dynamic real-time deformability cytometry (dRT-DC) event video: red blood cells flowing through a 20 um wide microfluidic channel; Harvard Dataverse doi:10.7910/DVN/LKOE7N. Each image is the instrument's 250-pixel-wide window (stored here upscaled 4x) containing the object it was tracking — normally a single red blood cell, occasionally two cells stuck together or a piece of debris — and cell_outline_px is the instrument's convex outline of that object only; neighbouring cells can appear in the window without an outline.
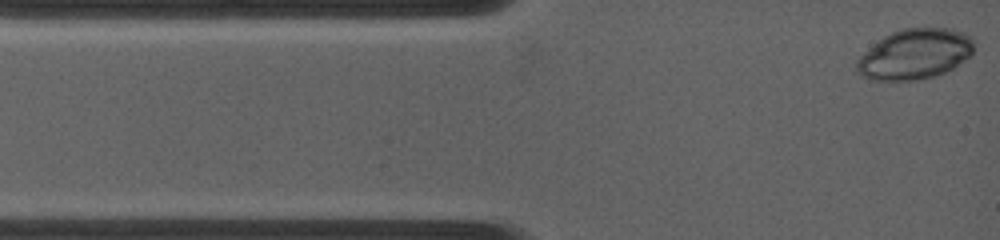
{"species": "common noctule bat (a hibernating species)", "species_latin": "Nyctalus noctula", "temperature_condition": "warm", "stored_images_in_passage": 45, "camera_frame_rate_fps": 4500, "um_per_image_px": 0.085, "animal": {"sex": "female", "body_mass_g": 19.0, "forearm_length_mm": 53.3}, "frame": {"image": 1, "passage_image": 1, "time_ms": 0.0, "image_size_px": [1000, 240], "cell_outline_px": [[976, 40], [972, 52], [968, 56], [952, 68], [936, 76], [916, 80], [872, 80], [860, 76], [856, 68], [856, 60], [864, 52], [884, 36], [900, 28], [952, 28], [964, 32], [972, 36]], "centroid_in_image_um": [77.77, 4.59], "position_along_channel_um": 7.2, "area_um2": 34.45}}
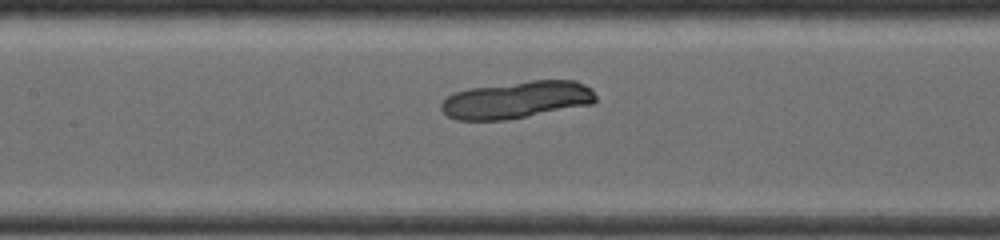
{"frame": {"image": 2, "passage_image": 24, "time_ms": 5.111, "image_size_px": [1000, 240], "cell_outline_px": [[596, 100], [592, 104], [504, 120], [456, 120], [448, 116], [440, 108], [440, 104], [452, 92], [468, 88], [532, 80], [576, 80], [592, 88], [596, 96]], "centroid_in_image_um": [43.91, 8.47], "position_along_channel_um": 163.5, "area_um2": 33.52}}
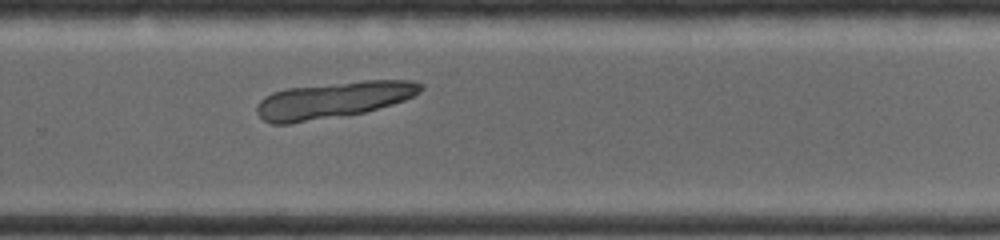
{"frame": {"image": 3, "passage_image": 40, "time_ms": 8.667, "image_size_px": [1000, 240], "cell_outline_px": [[424, 88], [420, 92], [404, 100], [392, 104], [364, 112], [288, 124], [272, 124], [264, 120], [260, 116], [256, 108], [260, 100], [264, 96], [272, 92], [288, 88], [364, 80], [412, 80], [424, 84]], "centroid_in_image_um": [28.34, 8.48], "position_along_channel_um": 301.5, "area_um2": 34.56}}